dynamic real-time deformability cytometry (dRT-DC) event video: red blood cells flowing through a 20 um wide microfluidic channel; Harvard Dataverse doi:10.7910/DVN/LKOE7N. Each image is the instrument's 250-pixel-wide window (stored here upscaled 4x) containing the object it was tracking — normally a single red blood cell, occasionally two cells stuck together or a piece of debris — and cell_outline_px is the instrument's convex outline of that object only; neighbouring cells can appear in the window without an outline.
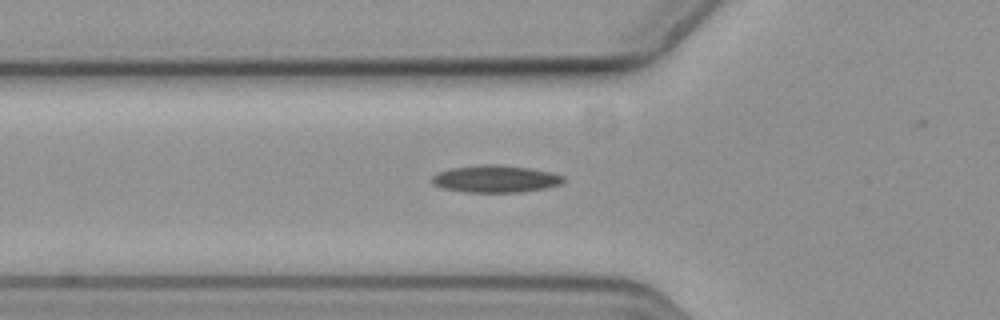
{"species": "common noctule bat (a hibernating species)", "species_latin": "Nyctalus noctula", "temperature_condition": "cold", "stored_images_in_passage": 31, "camera_frame_rate_fps": 3000, "um_per_image_px": 0.085, "animal": {"sex": "female", "body_mass_g": 19.3, "forearm_length_mm": 54.1}, "frame": {"image": 1, "passage_image": 2, "time_ms": 0.333, "image_size_px": [1000, 320], "cell_outline_px": [[564, 180], [560, 184], [544, 188], [520, 192], [464, 192], [444, 188], [432, 184], [432, 176], [436, 172], [448, 168], [484, 164], [496, 164], [528, 168], [552, 172], [564, 176]], "centroid_in_image_um": [42.07, 15.19], "position_along_channel_um": 83.7, "area_um2": 20.87}}
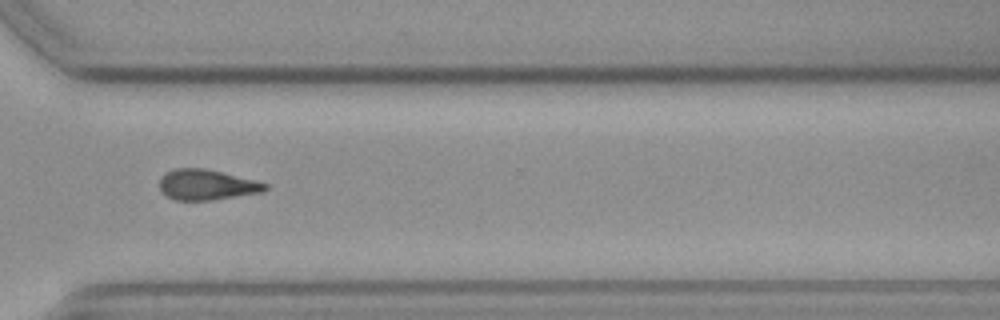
{"frame": {"image": 2, "passage_image": 24, "time_ms": 7.667, "image_size_px": [1000, 320], "cell_outline_px": [[268, 188], [264, 192], [212, 200], [176, 200], [160, 192], [160, 176], [164, 172], [176, 168], [204, 168], [268, 184]], "centroid_in_image_um": [17.53, 15.71], "position_along_channel_um": 353.1, "area_um2": 18.67}}
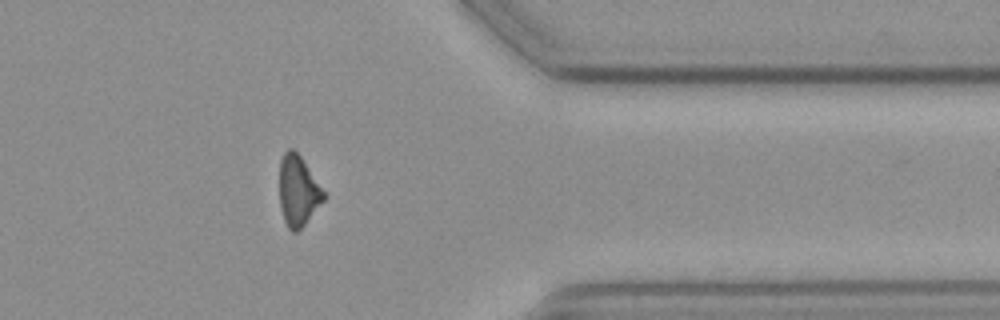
{"frame": {"image": 3, "passage_image": 28, "time_ms": 9.0, "image_size_px": [1000, 320], "cell_outline_px": [[328, 196], [304, 224], [296, 232], [292, 232], [288, 228], [284, 220], [280, 208], [280, 160], [284, 152], [288, 148], [292, 148], [300, 156]], "centroid_in_image_um": [25.34, 16.22], "position_along_channel_um": 386.1, "area_um2": 18.09}, "authors_computed_cell_mechanics": {"area_um2": 19.3052, "velocity_mm_per_s": 3.6645, "shape_relaxation_time_tau1_ms": 10.282, "shape_relaxation_time_tau2_ms": 8.6915, "deformation_change_tau1": 0.2189, "deformation_change_tau2": 0.2137}}